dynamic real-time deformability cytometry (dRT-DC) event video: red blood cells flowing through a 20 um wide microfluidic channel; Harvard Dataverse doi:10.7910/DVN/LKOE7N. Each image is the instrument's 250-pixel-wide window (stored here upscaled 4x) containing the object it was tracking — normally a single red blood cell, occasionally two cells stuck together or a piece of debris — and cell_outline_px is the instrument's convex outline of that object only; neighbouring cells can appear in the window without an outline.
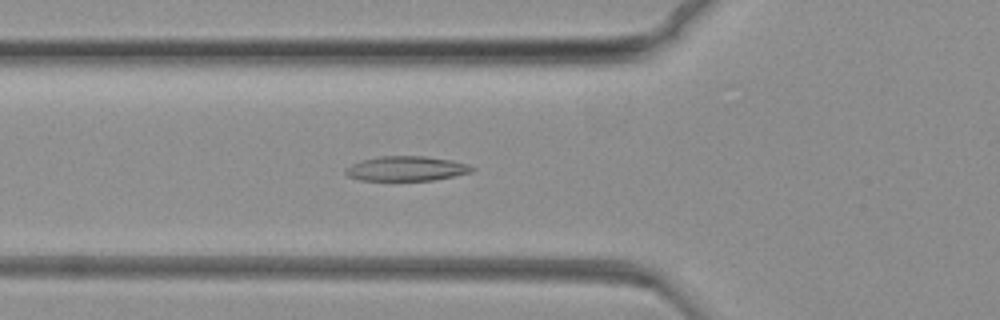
{"species": "common noctule bat (a hibernating species)", "species_latin": "Nyctalus noctula", "temperature_condition": "warm", "stored_images_in_passage": 66, "camera_frame_rate_fps": 3000, "um_per_image_px": 0.085, "animal": {"sex": "female", "body_mass_g": 19.3, "forearm_length_mm": 54.1}, "frame": {"image": 1, "passage_image": 16, "time_ms": 5.0, "image_size_px": [1000, 320], "cell_outline_px": [[476, 168], [472, 172], [432, 180], [360, 180], [348, 176], [344, 172], [344, 168], [352, 164], [364, 160], [380, 156], [424, 156], [452, 160], [468, 164]], "centroid_in_image_um": [34.54, 14.32], "position_along_channel_um": 91.3, "area_um2": 18.09}}
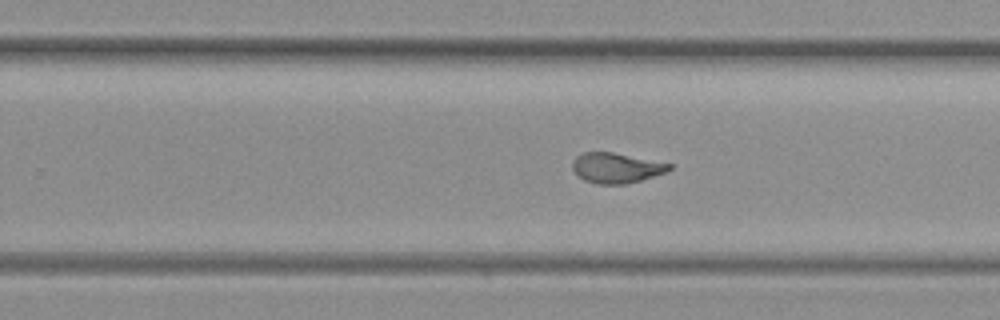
{"frame": {"image": 2, "passage_image": 37, "time_ms": 12.0, "image_size_px": [1000, 320], "cell_outline_px": [[672, 168], [668, 172], [628, 184], [596, 184], [584, 180], [576, 176], [572, 168], [572, 160], [576, 156], [584, 152], [612, 152], [672, 164]], "centroid_in_image_um": [52.36, 14.28], "position_along_channel_um": 277.4, "area_um2": 17.22}}
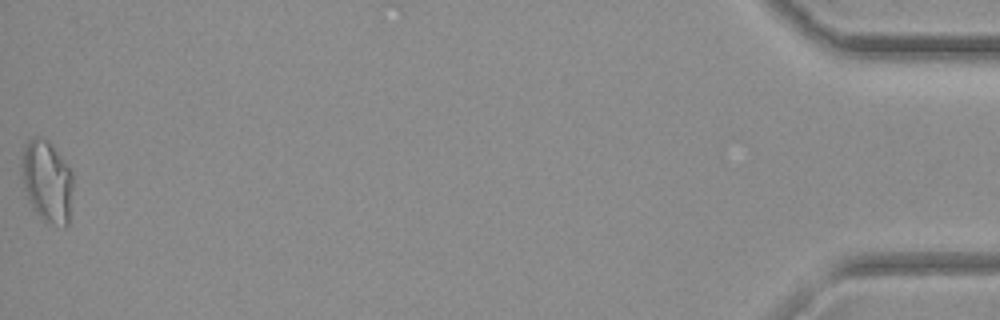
{"frame": {"image": 3, "passage_image": 66, "time_ms": 21.667, "image_size_px": [1000, 320], "cell_outline_px": [[72, 188], [68, 224], [64, 228], [44, 220], [32, 208], [28, 200], [24, 184], [24, 148], [28, 140], [36, 136], [40, 136], [48, 140], [72, 172]], "centroid_in_image_um": [4.03, 15.43], "position_along_channel_um": 431.2, "area_um2": 23.76}}